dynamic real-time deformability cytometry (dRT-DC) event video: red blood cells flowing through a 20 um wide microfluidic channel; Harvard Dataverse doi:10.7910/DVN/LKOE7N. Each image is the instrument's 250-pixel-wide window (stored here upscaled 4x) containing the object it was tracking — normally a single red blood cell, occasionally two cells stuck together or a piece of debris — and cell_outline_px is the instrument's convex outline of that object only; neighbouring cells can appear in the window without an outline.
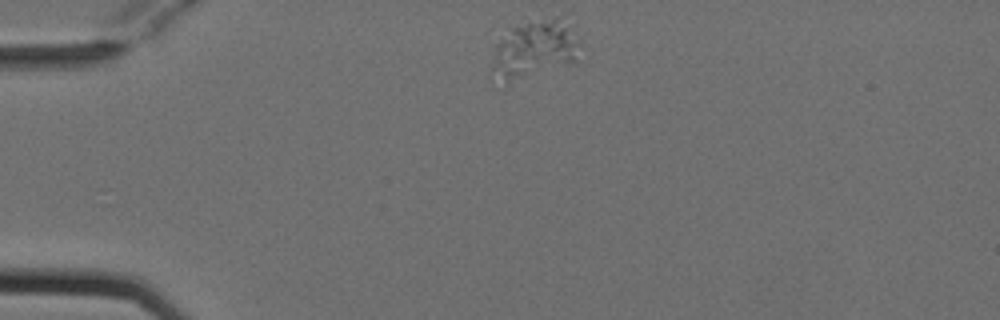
{"species": "Egyptian fruit bat (a non-hibernating species)", "species_latin": "Rousettus aegyptiacus", "temperature_condition": "cold", "stored_images_in_passage": 3, "camera_frame_rate_fps": 3000, "um_per_image_px": 0.085, "animal": {"sex": "female"}, "frame": {"image": 1, "passage_image": 1, "time_ms": 0.0, "image_size_px": [1000, 320], "cell_outline_px": [[580, 64], [504, 88], [488, 76], [496, 44], [524, 16], [560, 16], [580, 40]], "centroid_in_image_um": [45.42, 4.29], "position_along_channel_um": 39.6, "area_um2": 33.47}}
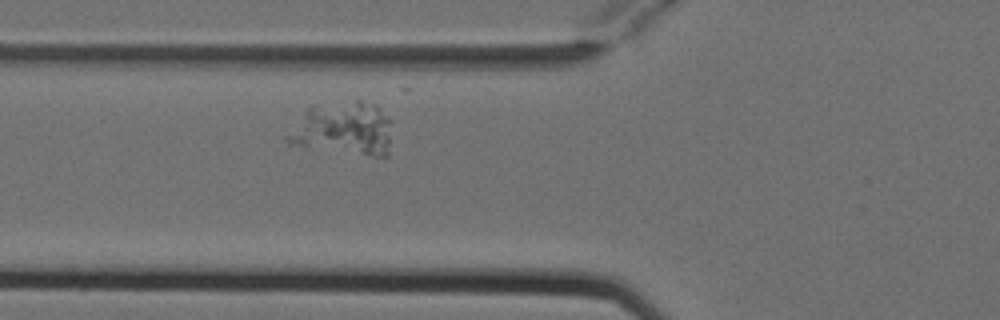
{"frame": {"image": 2, "passage_image": 3, "time_ms": 0.667, "image_size_px": [1000, 320], "cell_outline_px": [[392, 120], [388, 156], [376, 156], [308, 148], [288, 144], [284, 136], [304, 112], [308, 108], [356, 100], [360, 100], [376, 104]], "centroid_in_image_um": [29.21, 10.96], "position_along_channel_um": 96.6, "area_um2": 32.54}}